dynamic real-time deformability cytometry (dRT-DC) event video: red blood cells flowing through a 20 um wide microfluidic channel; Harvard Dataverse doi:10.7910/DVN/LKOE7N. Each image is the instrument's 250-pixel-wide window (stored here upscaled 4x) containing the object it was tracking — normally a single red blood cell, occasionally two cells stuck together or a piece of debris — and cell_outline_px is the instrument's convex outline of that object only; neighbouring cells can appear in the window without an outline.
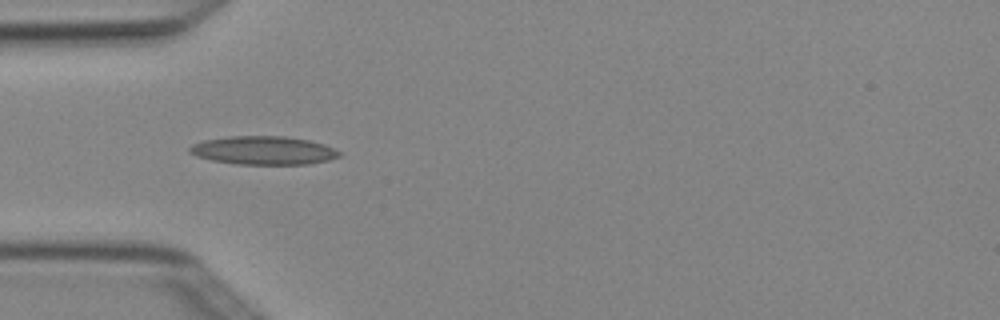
{"species": "Egyptian fruit bat (a non-hibernating species)", "species_latin": "Rousettus aegyptiacus", "temperature_condition": "cold", "stored_images_in_passage": 3, "camera_frame_rate_fps": 3000, "um_per_image_px": 0.085, "animal": {"sex": "female"}, "frame": {"image": 1, "passage_image": 1, "time_ms": 0.0, "image_size_px": [1000, 320], "cell_outline_px": [[340, 156], [328, 160], [308, 164], [236, 164], [212, 160], [196, 156], [188, 152], [188, 148], [192, 144], [204, 140], [228, 136], [284, 136], [308, 140], [324, 144], [340, 152]], "centroid_in_image_um": [22.36, 12.78], "position_along_channel_um": 62.6, "area_um2": 24.74}}
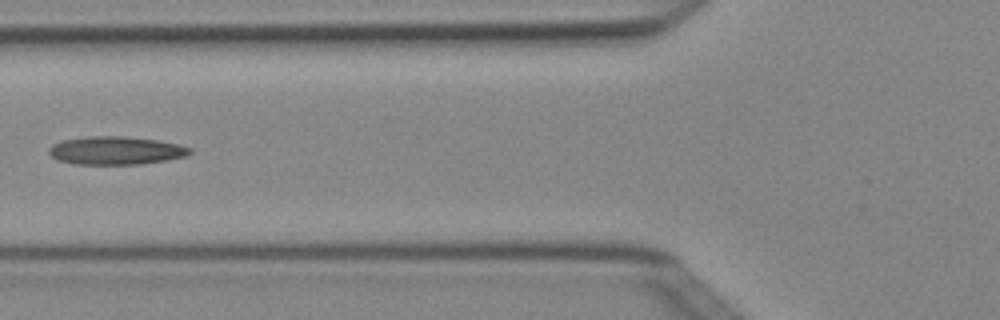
{"frame": {"image": 2, "passage_image": 2, "time_ms": 0.333, "image_size_px": [1000, 320], "cell_outline_px": [[192, 152], [184, 156], [168, 160], [140, 164], [76, 164], [60, 160], [52, 156], [48, 152], [48, 148], [52, 144], [60, 140], [88, 136], [124, 136], [156, 140], [180, 144], [192, 148]], "centroid_in_image_um": [9.85, 12.78], "position_along_channel_um": 116.0, "area_um2": 23.18}}
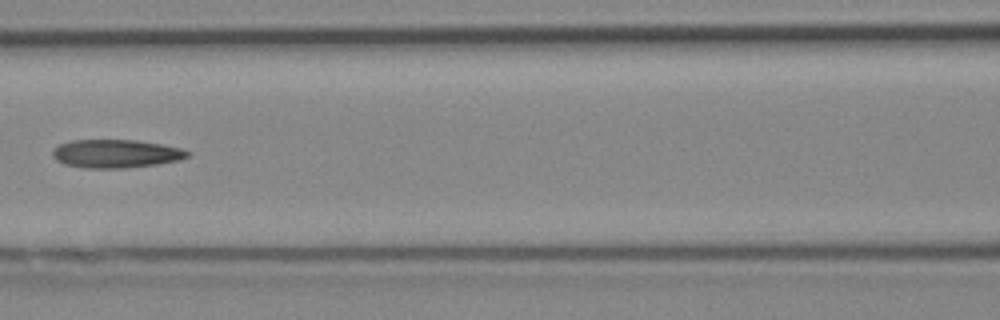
{"frame": {"image": 3, "passage_image": 3, "time_ms": 0.667, "image_size_px": [1000, 320], "cell_outline_px": [[192, 152], [188, 156], [180, 160], [156, 164], [124, 168], [84, 168], [64, 164], [56, 160], [52, 156], [52, 148], [60, 144], [72, 140], [136, 140], [160, 144], [180, 148]], "centroid_in_image_um": [9.82, 13.06], "position_along_channel_um": 156.8, "area_um2": 22.31}}